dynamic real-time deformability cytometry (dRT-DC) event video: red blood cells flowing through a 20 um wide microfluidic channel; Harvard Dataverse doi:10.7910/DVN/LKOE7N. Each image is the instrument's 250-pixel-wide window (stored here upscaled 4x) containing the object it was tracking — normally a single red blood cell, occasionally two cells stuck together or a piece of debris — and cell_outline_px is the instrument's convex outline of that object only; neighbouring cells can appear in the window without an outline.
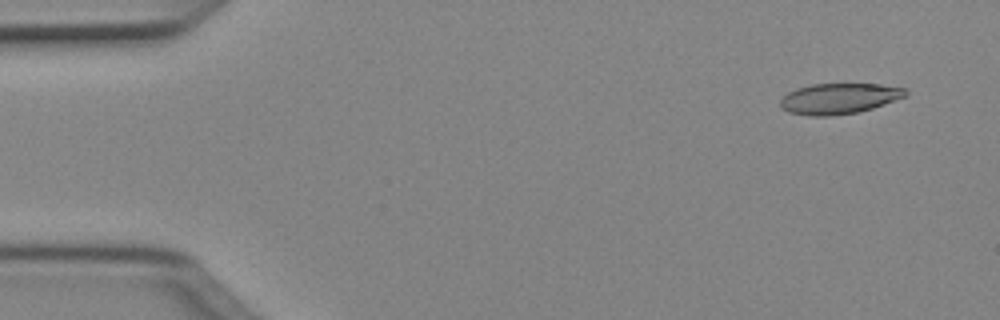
{"species": "Egyptian fruit bat (a non-hibernating species)", "species_latin": "Rousettus aegyptiacus", "temperature_condition": "cold", "stored_images_in_passage": 4, "camera_frame_rate_fps": 3000, "um_per_image_px": 0.085, "animal": {"sex": "female"}, "frame": {"image": 1, "passage_image": 1, "time_ms": 0.0, "image_size_px": [1000, 320], "cell_outline_px": [[908, 96], [872, 108], [856, 112], [828, 116], [808, 116], [788, 112], [780, 108], [780, 100], [788, 92], [796, 88], [812, 84], [880, 84], [904, 88], [908, 92]], "centroid_in_image_um": [71.3, 8.38], "position_along_channel_um": 13.7, "area_um2": 22.43}}
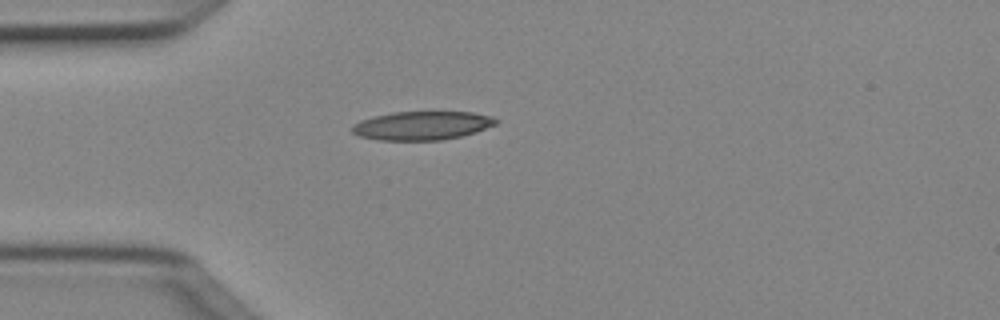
{"frame": {"image": 2, "passage_image": 3, "time_ms": 0.667, "image_size_px": [1000, 320], "cell_outline_px": [[500, 120], [496, 124], [476, 132], [444, 140], [380, 140], [360, 136], [352, 132], [352, 124], [360, 120], [372, 116], [392, 112], [472, 112], [492, 116]], "centroid_in_image_um": [35.88, 10.67], "position_along_channel_um": 49.1, "area_um2": 24.1}}